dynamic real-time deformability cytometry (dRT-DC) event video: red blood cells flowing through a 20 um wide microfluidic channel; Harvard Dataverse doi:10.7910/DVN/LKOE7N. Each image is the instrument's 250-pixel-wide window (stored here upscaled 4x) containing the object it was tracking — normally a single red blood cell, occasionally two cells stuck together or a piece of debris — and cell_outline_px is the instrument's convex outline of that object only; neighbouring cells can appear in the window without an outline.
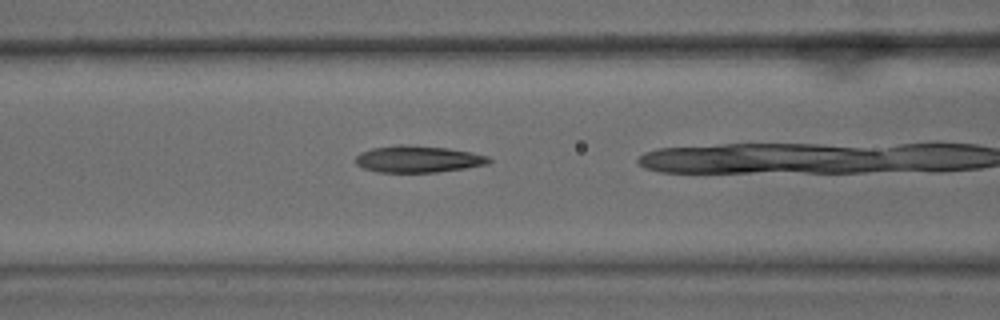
{"species": "common noctule bat (a hibernating species)", "species_latin": "Nyctalus noctula", "temperature_condition": "warm", "stored_images_in_passage": 15, "camera_frame_rate_fps": 3000, "um_per_image_px": 0.085, "animal": {"sex": "male", "body_mass_g": 15.6}, "frame": {"image": 1, "passage_image": 5, "time_ms": 1.333, "image_size_px": [1000, 320], "cell_outline_px": [[492, 160], [488, 164], [464, 168], [436, 172], [376, 172], [364, 168], [356, 164], [356, 156], [360, 152], [372, 148], [400, 144], [408, 144], [448, 148], [472, 152], [488, 156]], "centroid_in_image_um": [35.53, 13.51], "position_along_channel_um": 131.1, "area_um2": 20.87}}